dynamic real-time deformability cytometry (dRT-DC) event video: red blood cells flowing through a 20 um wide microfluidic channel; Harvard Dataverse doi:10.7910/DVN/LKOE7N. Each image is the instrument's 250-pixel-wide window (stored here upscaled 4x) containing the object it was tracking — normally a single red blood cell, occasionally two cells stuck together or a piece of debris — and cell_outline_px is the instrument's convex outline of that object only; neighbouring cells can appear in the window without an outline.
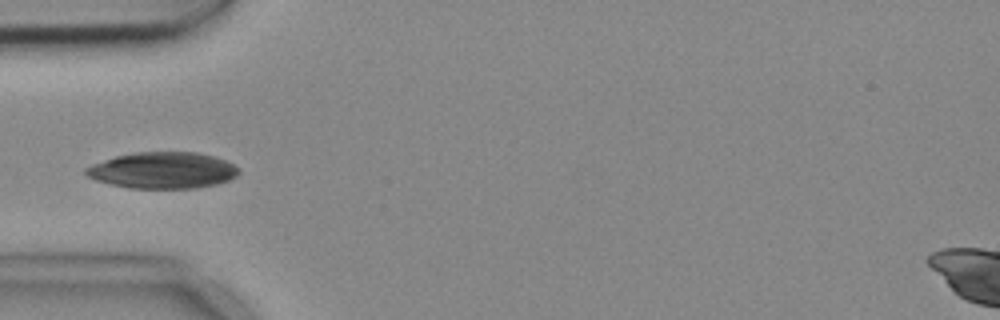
{"species": "common noctule bat (a hibernating species)", "species_latin": "Nyctalus noctula", "temperature_condition": "cold", "stored_images_in_passage": 8, "camera_frame_rate_fps": 3000, "um_per_image_px": 0.085, "animal": {"sex": "female", "body_mass_g": 18.4}, "frame": {"image": 1, "passage_image": 5, "time_ms": 1.333, "image_size_px": [1000, 320], "cell_outline_px": [[240, 172], [236, 176], [228, 180], [216, 184], [196, 188], [128, 188], [96, 180], [88, 176], [84, 172], [84, 168], [92, 164], [116, 156], [136, 152], [196, 152], [212, 156], [224, 160], [240, 168]], "centroid_in_image_um": [13.83, 14.48], "position_along_channel_um": 71.2, "area_um2": 32.25}}
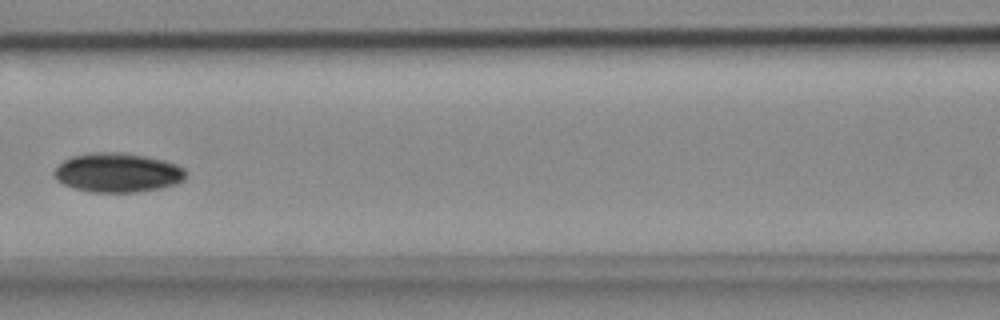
{"frame": {"image": 2, "passage_image": 7, "time_ms": 2.0, "image_size_px": [1000, 320], "cell_outline_px": [[188, 172], [184, 180], [176, 184], [160, 188], [136, 192], [92, 192], [72, 188], [56, 180], [52, 172], [64, 160], [72, 156], [92, 152], [120, 152], [144, 156], [164, 160], [176, 164], [184, 168]], "centroid_in_image_um": [10.0, 14.67], "position_along_channel_um": 156.6, "area_um2": 30.29}}
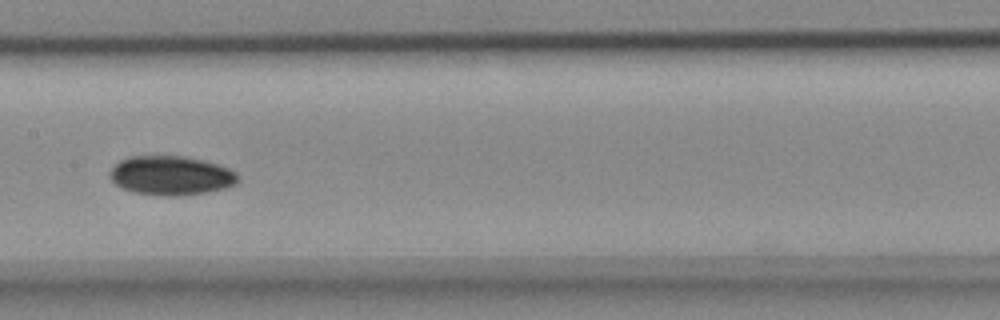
{"frame": {"image": 3, "passage_image": 8, "time_ms": 2.333, "image_size_px": [1000, 320], "cell_outline_px": [[240, 180], [236, 184], [224, 188], [204, 192], [172, 196], [164, 196], [132, 192], [116, 184], [108, 176], [108, 172], [120, 160], [128, 156], [184, 156], [204, 160], [220, 164], [236, 172], [240, 176]], "centroid_in_image_um": [14.55, 14.91], "position_along_channel_um": 192.9, "area_um2": 29.36}}